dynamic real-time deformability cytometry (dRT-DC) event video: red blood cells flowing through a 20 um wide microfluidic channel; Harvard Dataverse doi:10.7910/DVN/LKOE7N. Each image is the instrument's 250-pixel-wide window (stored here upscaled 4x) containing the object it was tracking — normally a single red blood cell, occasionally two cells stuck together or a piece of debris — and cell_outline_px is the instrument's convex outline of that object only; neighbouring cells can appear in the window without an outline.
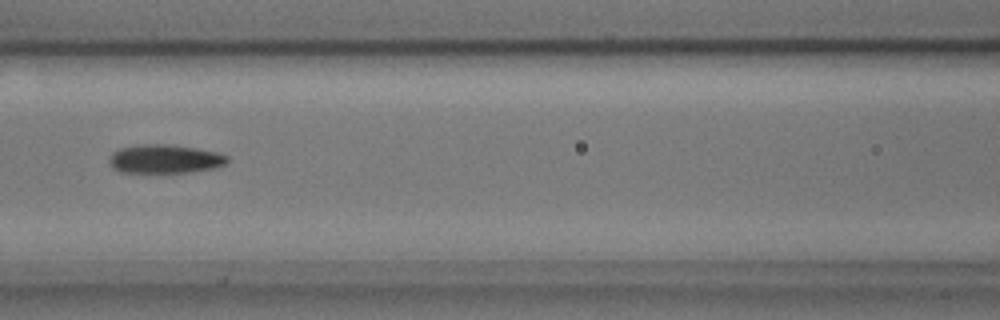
{"species": "common noctule bat (a hibernating species)", "species_latin": "Nyctalus noctula", "temperature_condition": "cold", "stored_images_in_passage": 3, "camera_frame_rate_fps": 3000, "um_per_image_px": 0.085, "animal": {"sex": "male", "body_mass_g": 17.9, "forearm_length_mm": 54.2}, "frame": {"image": 1, "passage_image": 3, "time_ms": 0.667, "image_size_px": [1000, 320], "cell_outline_px": [[228, 164], [216, 168], [192, 172], [120, 172], [112, 168], [108, 160], [112, 152], [120, 148], [140, 144], [168, 144], [196, 148], [216, 152], [228, 156]], "centroid_in_image_um": [14.02, 13.51], "position_along_channel_um": 152.6, "area_um2": 19.94}}